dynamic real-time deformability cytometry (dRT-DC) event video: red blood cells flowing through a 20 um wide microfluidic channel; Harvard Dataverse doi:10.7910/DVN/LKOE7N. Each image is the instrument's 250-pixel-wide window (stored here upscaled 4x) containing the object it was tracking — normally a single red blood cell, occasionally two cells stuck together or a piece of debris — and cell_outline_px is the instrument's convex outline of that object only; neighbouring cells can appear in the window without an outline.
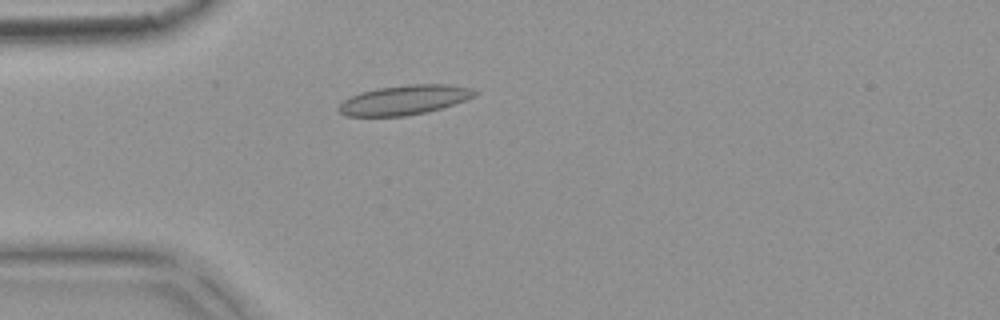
{"species": "common noctule bat (a hibernating species)", "species_latin": "Nyctalus noctula", "temperature_condition": "warm", "stored_images_in_passage": 4, "camera_frame_rate_fps": 3000, "um_per_image_px": 0.085, "animal": {"sex": "female", "body_mass_g": 18.4}, "frame": {"image": 1, "passage_image": 4, "time_ms": 1.0, "image_size_px": [1000, 320], "cell_outline_px": [[480, 92], [476, 96], [428, 112], [404, 116], [344, 116], [336, 108], [344, 100], [360, 92], [376, 88], [408, 84], [448, 84], [472, 88]], "centroid_in_image_um": [34.37, 8.49], "position_along_channel_um": 50.6, "area_um2": 23.52}}